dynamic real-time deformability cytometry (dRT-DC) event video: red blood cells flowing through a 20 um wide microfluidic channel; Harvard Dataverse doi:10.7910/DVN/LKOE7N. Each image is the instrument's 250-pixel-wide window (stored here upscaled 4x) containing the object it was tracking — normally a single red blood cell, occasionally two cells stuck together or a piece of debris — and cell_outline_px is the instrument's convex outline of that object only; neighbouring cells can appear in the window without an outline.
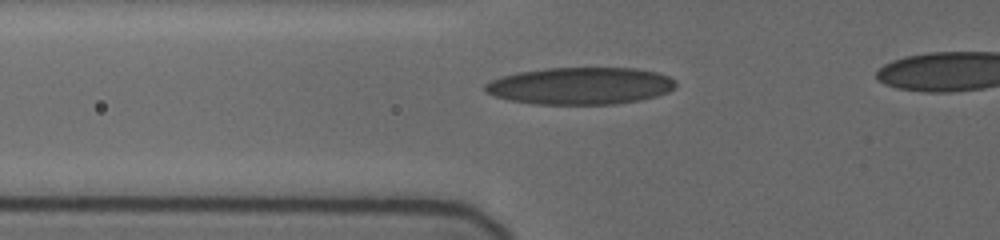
{"species": "human", "species_latin": "Homo sapiens", "temperature_condition": "cold", "stored_images_in_passage": 22, "camera_frame_rate_fps": 3000, "um_per_image_px": 0.085, "donor": {"sex": "female"}, "frame": {"image": 1, "passage_image": 3, "time_ms": 0.333, "image_size_px": [1000, 240], "cell_outline_px": [[676, 84], [668, 92], [656, 96], [640, 100], [616, 104], [532, 104], [508, 100], [484, 92], [484, 84], [500, 76], [520, 72], [544, 68], [636, 68], [656, 72], [668, 76]], "centroid_in_image_um": [49.29, 7.3], "position_along_channel_um": 76.5, "area_um2": 41.27}}
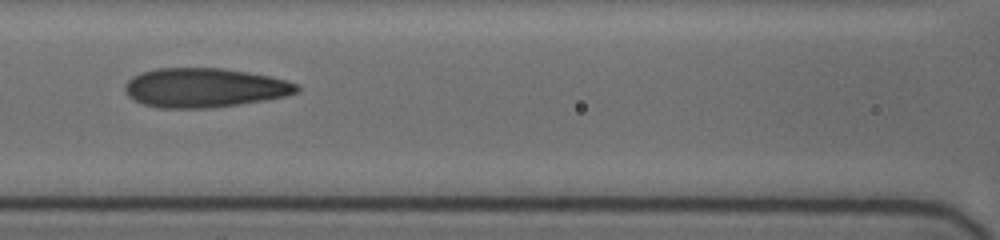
{"frame": {"image": 2, "passage_image": 14, "time_ms": 2.333, "image_size_px": [1000, 240], "cell_outline_px": [[300, 88], [296, 92], [284, 96], [264, 100], [208, 108], [160, 108], [144, 104], [128, 96], [124, 92], [124, 84], [132, 76], [140, 72], [156, 68], [224, 68], [248, 72], [268, 76], [284, 80], [296, 84]], "centroid_in_image_um": [17.31, 7.45], "position_along_channel_um": 149.3, "area_um2": 39.13}}
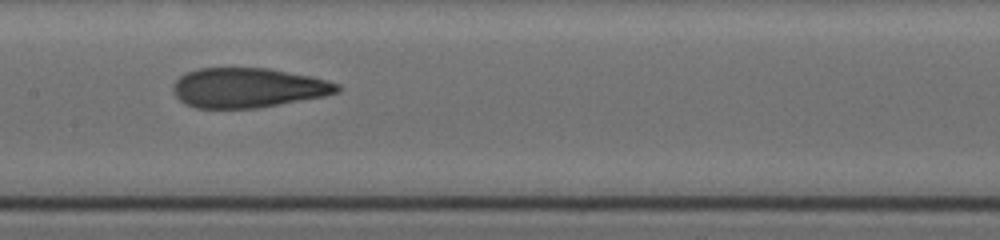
{"frame": {"image": 3, "passage_image": 21, "time_ms": 3.333, "image_size_px": [1000, 240], "cell_outline_px": [[340, 92], [324, 96], [256, 108], [196, 108], [184, 104], [176, 96], [172, 88], [176, 80], [180, 76], [188, 72], [200, 68], [268, 68], [308, 76], [340, 84]], "centroid_in_image_um": [21.05, 7.46], "position_along_channel_um": 186.3, "area_um2": 37.69}}